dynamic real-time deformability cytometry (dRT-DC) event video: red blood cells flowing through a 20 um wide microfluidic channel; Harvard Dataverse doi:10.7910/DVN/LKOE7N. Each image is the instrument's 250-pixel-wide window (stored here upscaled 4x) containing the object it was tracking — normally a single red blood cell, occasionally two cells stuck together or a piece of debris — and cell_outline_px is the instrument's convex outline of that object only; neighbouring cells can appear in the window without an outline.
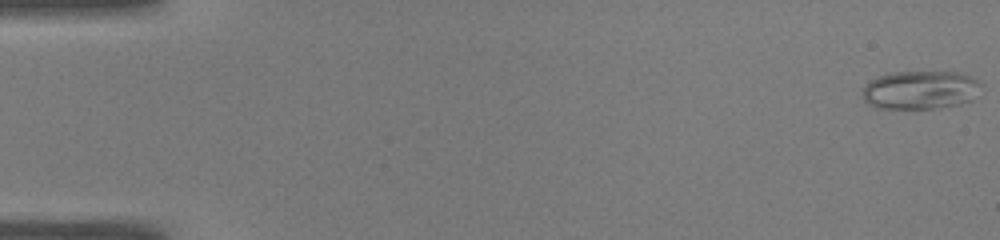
{"species": "common noctule bat (a hibernating species)", "species_latin": "Nyctalus noctula", "temperature_condition": "warm", "stored_images_in_passage": 50, "camera_frame_rate_fps": 3000, "um_per_image_px": 0.085, "animal": {"sex": "male", "body_mass_g": 19.0, "forearm_length_mm": 50.8}, "frame": {"image": 1, "passage_image": 1, "time_ms": 0.0, "image_size_px": [1000, 240], "cell_outline_px": [[984, 84], [972, 100], [960, 104], [936, 108], [876, 108], [868, 104], [864, 100], [860, 88], [864, 84], [876, 76], [892, 72], [960, 72], [972, 76]], "centroid_in_image_um": [78.21, 7.63], "position_along_channel_um": 6.8, "area_um2": 27.11}}
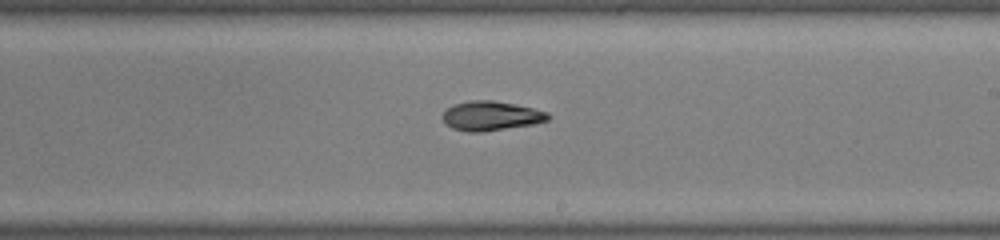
{"frame": {"image": 2, "passage_image": 30, "time_ms": 9.667, "image_size_px": [1000, 240], "cell_outline_px": [[552, 116], [548, 120], [532, 124], [484, 132], [468, 132], [452, 128], [440, 116], [452, 104], [468, 100], [492, 100], [516, 104], [548, 112]], "centroid_in_image_um": [41.73, 9.84], "position_along_channel_um": 247.3, "area_um2": 18.15}}
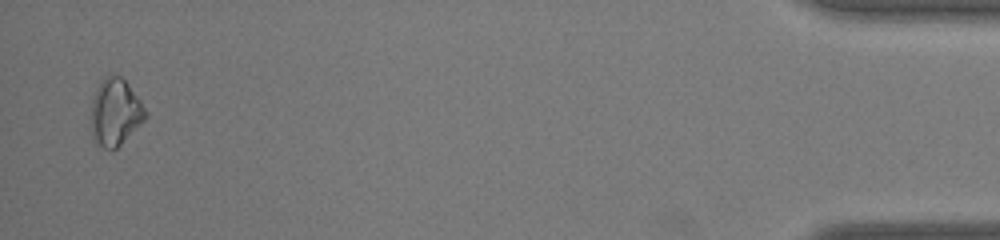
{"frame": {"image": 3, "passage_image": 49, "time_ms": 16.0, "image_size_px": [1000, 240], "cell_outline_px": [[148, 116], [116, 148], [104, 148], [92, 136], [92, 100], [96, 88], [100, 80], [104, 76], [112, 72], [120, 76], [128, 84], [140, 100], [148, 112]], "centroid_in_image_um": [9.8, 9.46], "position_along_channel_um": 425.4, "area_um2": 20.98}, "authors_computed_cell_mechanics": {"area_um2": 18.9006, "velocity_mm_per_s": 4.1048, "shape_relaxation_time_tau1_ms": null, "shape_relaxation_time_tau2_ms": 6.1088, "deformation_change_tau1": null, "deformation_change_tau2": 0.1}}